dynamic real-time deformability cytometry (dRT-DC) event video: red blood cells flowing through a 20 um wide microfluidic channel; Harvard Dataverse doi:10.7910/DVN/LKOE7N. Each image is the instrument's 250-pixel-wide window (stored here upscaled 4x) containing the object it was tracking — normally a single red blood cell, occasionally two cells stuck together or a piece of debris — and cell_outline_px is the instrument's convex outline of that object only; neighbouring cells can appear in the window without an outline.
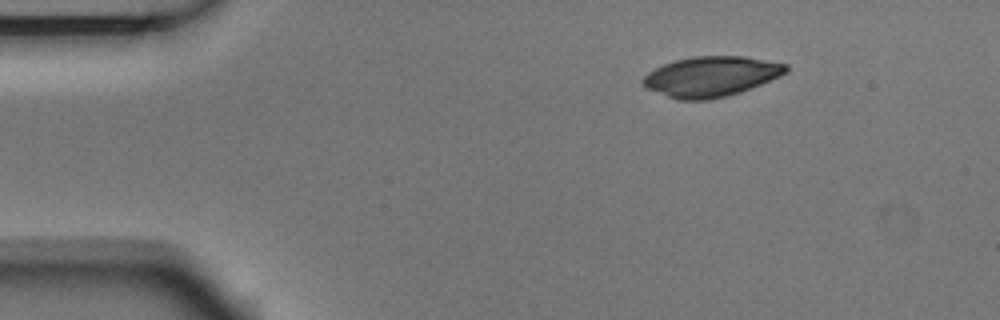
{"species": "Egyptian fruit bat (a non-hibernating species)", "species_latin": "Rousettus aegyptiacus", "temperature_condition": "room temperature", "stored_images_in_passage": 2, "camera_frame_rate_fps": 3000, "um_per_image_px": 0.085, "animal": {"sex": "male"}, "frame": {"image": 1, "passage_image": 1, "time_ms": 0.0, "image_size_px": [1000, 320], "cell_outline_px": [[788, 72], [780, 76], [740, 92], [724, 96], [704, 100], [680, 100], [644, 88], [640, 84], [640, 80], [648, 72], [664, 64], [676, 60], [692, 56], [744, 56], [788, 64]], "centroid_in_image_um": [60.41, 6.49], "position_along_channel_um": 24.6, "area_um2": 33.41}}